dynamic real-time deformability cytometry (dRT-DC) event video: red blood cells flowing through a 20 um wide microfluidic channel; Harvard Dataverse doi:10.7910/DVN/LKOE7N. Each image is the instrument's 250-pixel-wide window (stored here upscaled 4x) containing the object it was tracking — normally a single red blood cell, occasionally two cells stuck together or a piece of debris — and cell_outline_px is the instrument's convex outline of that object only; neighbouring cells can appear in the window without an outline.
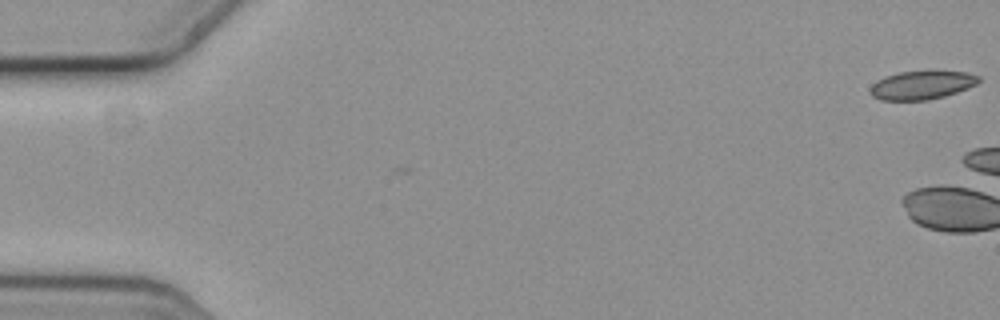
{"species": "common noctule bat (a hibernating species)", "species_latin": "Nyctalus noctula", "temperature_condition": "cold", "stored_images_in_passage": 6, "camera_frame_rate_fps": 3000, "um_per_image_px": 0.085, "animal": {"sex": "female", "body_mass_g": 19.3, "forearm_length_mm": 54.1}, "frame": {"image": 1, "passage_image": 1, "time_ms": 0.0, "image_size_px": [1000, 320], "cell_outline_px": [[980, 80], [976, 84], [968, 88], [944, 96], [928, 100], [880, 100], [872, 96], [868, 92], [872, 84], [876, 80], [884, 76], [900, 72], [928, 68], [968, 72], [980, 76]], "centroid_in_image_um": [78.36, 7.18], "position_along_channel_um": 6.6, "area_um2": 18.9}}